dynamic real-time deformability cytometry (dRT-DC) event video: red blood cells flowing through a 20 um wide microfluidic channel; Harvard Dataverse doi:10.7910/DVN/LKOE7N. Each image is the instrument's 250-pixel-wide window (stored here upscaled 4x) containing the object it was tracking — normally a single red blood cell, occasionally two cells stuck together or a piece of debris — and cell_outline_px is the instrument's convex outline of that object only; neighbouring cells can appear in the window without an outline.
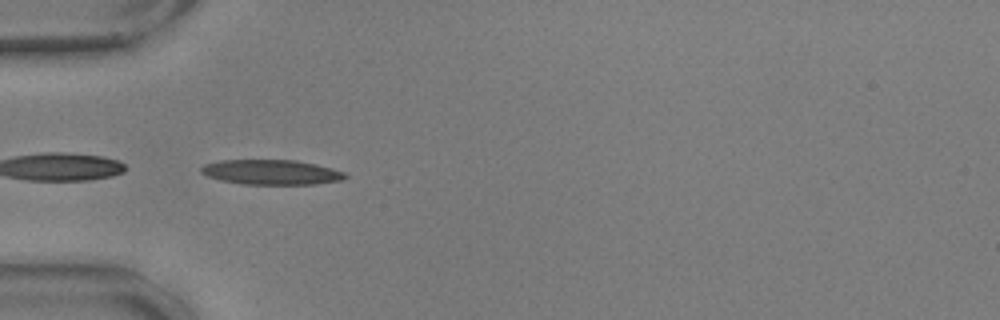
{"species": "common noctule bat (a hibernating species)", "species_latin": "Nyctalus noctula", "temperature_condition": "warm", "stored_images_in_passage": 39, "camera_frame_rate_fps": 3000, "um_per_image_px": 0.085, "animal": {"sex": "male", "body_mass_g": 17.9, "forearm_length_mm": 54.2}, "frame": {"image": 1, "passage_image": 1, "time_ms": 0.0, "image_size_px": [1000, 320], "cell_outline_px": [[348, 176], [340, 180], [316, 184], [244, 184], [220, 180], [208, 176], [200, 172], [200, 168], [204, 164], [220, 160], [296, 160], [316, 164], [332, 168], [344, 172]], "centroid_in_image_um": [23.05, 14.63], "position_along_channel_um": 62.0, "area_um2": 20.87}}
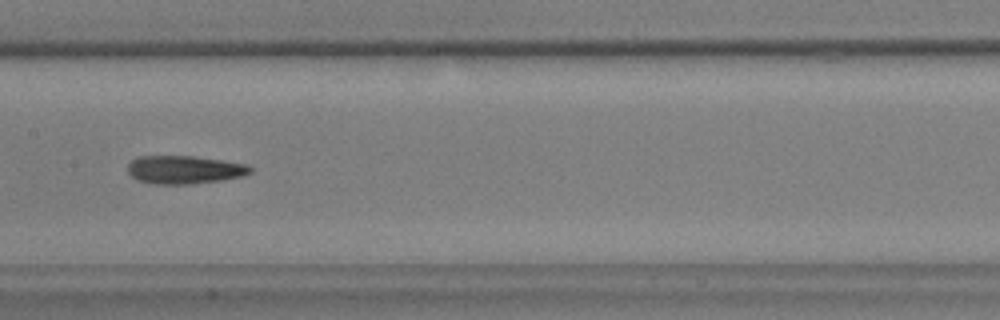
{"frame": {"image": 2, "passage_image": 12, "time_ms": 3.667, "image_size_px": [1000, 320], "cell_outline_px": [[252, 172], [244, 176], [220, 180], [188, 184], [156, 184], [136, 180], [128, 172], [128, 164], [136, 156], [192, 156], [224, 160], [248, 164], [252, 168]], "centroid_in_image_um": [15.69, 14.42], "position_along_channel_um": 191.7, "area_um2": 20.23}}
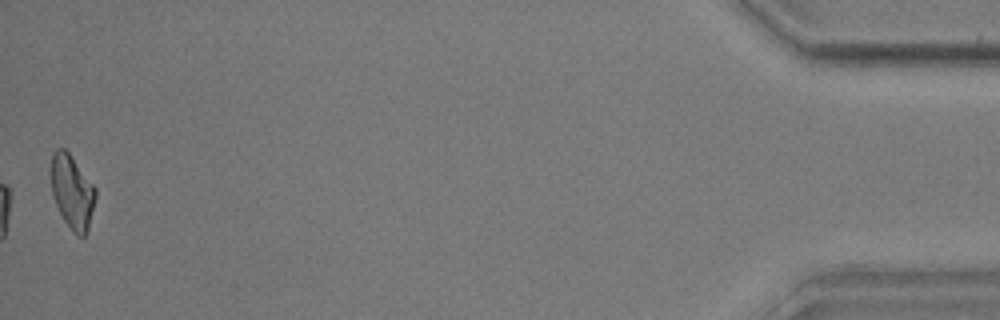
{"frame": {"image": 3, "passage_image": 39, "time_ms": 12.667, "image_size_px": [1000, 320], "cell_outline_px": [[96, 196], [88, 232], [84, 236], [76, 236], [72, 232], [64, 220], [56, 204], [52, 192], [52, 152], [56, 148], [64, 148], [68, 152], [96, 188]], "centroid_in_image_um": [6.16, 16.34], "position_along_channel_um": 429.0, "area_um2": 18.96}, "authors_computed_cell_mechanics": {"area_um2": 19.7676, "velocity_mm_per_s": 3.5962, "shape_relaxation_time_tau1_ms": null, "shape_relaxation_time_tau2_ms": 4.379, "deformation_change_tau1": null, "deformation_change_tau2": 0.1451}}